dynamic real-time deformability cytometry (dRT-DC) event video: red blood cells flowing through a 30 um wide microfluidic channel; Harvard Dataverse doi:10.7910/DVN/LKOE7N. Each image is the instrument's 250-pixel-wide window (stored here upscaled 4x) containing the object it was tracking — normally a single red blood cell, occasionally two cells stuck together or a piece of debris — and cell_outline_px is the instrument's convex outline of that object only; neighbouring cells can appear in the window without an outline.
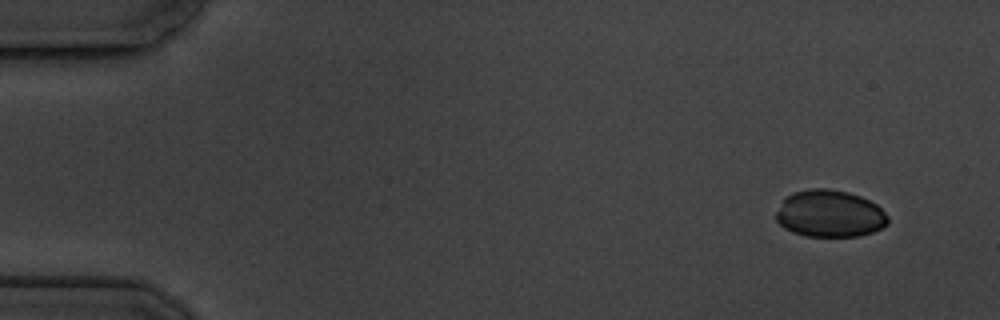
{"species": "common noctule bat (a hibernating species)", "species_latin": "Nyctalus noctula", "temperature_condition": "cold", "stored_images_in_passage": 8, "camera_frame_rate_fps": 3000, "um_per_image_px": 0.085, "animal": {"sex": "male", "body_mass_g": 19.5, "forearm_length_mm": 54.6}, "frame": {"image": 1, "passage_image": 1, "time_ms": 0.0, "image_size_px": [1000, 320], "cell_outline_px": [[888, 224], [872, 232], [856, 236], [804, 236], [792, 232], [784, 228], [776, 220], [776, 212], [784, 196], [792, 192], [812, 188], [828, 188], [848, 192], [860, 196], [876, 204], [888, 216]], "centroid_in_image_um": [70.49, 18.15], "position_along_channel_um": 14.5, "area_um2": 30.81}}